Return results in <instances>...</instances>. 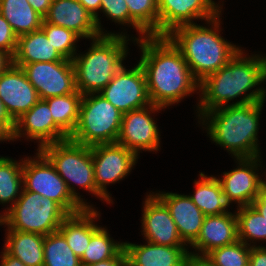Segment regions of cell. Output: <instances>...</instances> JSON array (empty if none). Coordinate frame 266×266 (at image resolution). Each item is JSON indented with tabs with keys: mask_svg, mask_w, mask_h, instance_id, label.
Here are the masks:
<instances>
[{
	"mask_svg": "<svg viewBox=\"0 0 266 266\" xmlns=\"http://www.w3.org/2000/svg\"><path fill=\"white\" fill-rule=\"evenodd\" d=\"M35 158L23 159V187L58 203L68 214L85 209L70 193L67 184L59 176L53 164L37 150Z\"/></svg>",
	"mask_w": 266,
	"mask_h": 266,
	"instance_id": "obj_9",
	"label": "cell"
},
{
	"mask_svg": "<svg viewBox=\"0 0 266 266\" xmlns=\"http://www.w3.org/2000/svg\"><path fill=\"white\" fill-rule=\"evenodd\" d=\"M23 158L21 162L0 156V204L12 207L23 191Z\"/></svg>",
	"mask_w": 266,
	"mask_h": 266,
	"instance_id": "obj_29",
	"label": "cell"
},
{
	"mask_svg": "<svg viewBox=\"0 0 266 266\" xmlns=\"http://www.w3.org/2000/svg\"><path fill=\"white\" fill-rule=\"evenodd\" d=\"M169 209L182 241L190 246L198 238L205 215L188 195L172 192L154 193Z\"/></svg>",
	"mask_w": 266,
	"mask_h": 266,
	"instance_id": "obj_20",
	"label": "cell"
},
{
	"mask_svg": "<svg viewBox=\"0 0 266 266\" xmlns=\"http://www.w3.org/2000/svg\"><path fill=\"white\" fill-rule=\"evenodd\" d=\"M21 68L42 100L77 91L72 60L35 62Z\"/></svg>",
	"mask_w": 266,
	"mask_h": 266,
	"instance_id": "obj_11",
	"label": "cell"
},
{
	"mask_svg": "<svg viewBox=\"0 0 266 266\" xmlns=\"http://www.w3.org/2000/svg\"><path fill=\"white\" fill-rule=\"evenodd\" d=\"M265 81L266 56L259 54L245 55L240 49L225 66L200 82L199 93L201 94L197 106L198 116L201 113L229 104L242 105L265 101L266 90L263 87H256ZM246 92L249 93L246 94ZM241 95L244 96L237 102L228 104L229 101Z\"/></svg>",
	"mask_w": 266,
	"mask_h": 266,
	"instance_id": "obj_2",
	"label": "cell"
},
{
	"mask_svg": "<svg viewBox=\"0 0 266 266\" xmlns=\"http://www.w3.org/2000/svg\"><path fill=\"white\" fill-rule=\"evenodd\" d=\"M220 14L206 22L211 27L200 24L183 25L167 35L181 51L199 83L225 66L241 49L219 34Z\"/></svg>",
	"mask_w": 266,
	"mask_h": 266,
	"instance_id": "obj_4",
	"label": "cell"
},
{
	"mask_svg": "<svg viewBox=\"0 0 266 266\" xmlns=\"http://www.w3.org/2000/svg\"><path fill=\"white\" fill-rule=\"evenodd\" d=\"M22 136L38 141L37 150L45 145L62 142L69 138L54 122L48 103L42 99L15 121V130L10 141H15Z\"/></svg>",
	"mask_w": 266,
	"mask_h": 266,
	"instance_id": "obj_15",
	"label": "cell"
},
{
	"mask_svg": "<svg viewBox=\"0 0 266 266\" xmlns=\"http://www.w3.org/2000/svg\"><path fill=\"white\" fill-rule=\"evenodd\" d=\"M17 39L18 36L0 13V50L13 57L17 47Z\"/></svg>",
	"mask_w": 266,
	"mask_h": 266,
	"instance_id": "obj_37",
	"label": "cell"
},
{
	"mask_svg": "<svg viewBox=\"0 0 266 266\" xmlns=\"http://www.w3.org/2000/svg\"><path fill=\"white\" fill-rule=\"evenodd\" d=\"M122 116L123 113L100 93L85 94L81 100L76 128L68 139L90 147L116 143Z\"/></svg>",
	"mask_w": 266,
	"mask_h": 266,
	"instance_id": "obj_6",
	"label": "cell"
},
{
	"mask_svg": "<svg viewBox=\"0 0 266 266\" xmlns=\"http://www.w3.org/2000/svg\"><path fill=\"white\" fill-rule=\"evenodd\" d=\"M251 246L242 241L215 248L205 256L214 266H249Z\"/></svg>",
	"mask_w": 266,
	"mask_h": 266,
	"instance_id": "obj_33",
	"label": "cell"
},
{
	"mask_svg": "<svg viewBox=\"0 0 266 266\" xmlns=\"http://www.w3.org/2000/svg\"><path fill=\"white\" fill-rule=\"evenodd\" d=\"M4 250L26 266L44 265V238L38 233L7 230Z\"/></svg>",
	"mask_w": 266,
	"mask_h": 266,
	"instance_id": "obj_26",
	"label": "cell"
},
{
	"mask_svg": "<svg viewBox=\"0 0 266 266\" xmlns=\"http://www.w3.org/2000/svg\"><path fill=\"white\" fill-rule=\"evenodd\" d=\"M238 240L236 213L205 216L198 238L191 245L198 251L189 253L205 256L215 248L231 245Z\"/></svg>",
	"mask_w": 266,
	"mask_h": 266,
	"instance_id": "obj_21",
	"label": "cell"
},
{
	"mask_svg": "<svg viewBox=\"0 0 266 266\" xmlns=\"http://www.w3.org/2000/svg\"><path fill=\"white\" fill-rule=\"evenodd\" d=\"M0 13L17 36L41 29L44 20L28 0H0Z\"/></svg>",
	"mask_w": 266,
	"mask_h": 266,
	"instance_id": "obj_27",
	"label": "cell"
},
{
	"mask_svg": "<svg viewBox=\"0 0 266 266\" xmlns=\"http://www.w3.org/2000/svg\"><path fill=\"white\" fill-rule=\"evenodd\" d=\"M249 266H266V247L251 246Z\"/></svg>",
	"mask_w": 266,
	"mask_h": 266,
	"instance_id": "obj_40",
	"label": "cell"
},
{
	"mask_svg": "<svg viewBox=\"0 0 266 266\" xmlns=\"http://www.w3.org/2000/svg\"><path fill=\"white\" fill-rule=\"evenodd\" d=\"M260 157L236 158L238 167L224 172L222 179L218 178L222 190L233 202L238 203L237 208L251 205L258 196L264 181L256 173L257 168L262 167Z\"/></svg>",
	"mask_w": 266,
	"mask_h": 266,
	"instance_id": "obj_17",
	"label": "cell"
},
{
	"mask_svg": "<svg viewBox=\"0 0 266 266\" xmlns=\"http://www.w3.org/2000/svg\"><path fill=\"white\" fill-rule=\"evenodd\" d=\"M99 216L100 213L95 208H85L81 212L69 214L58 229L79 258L83 256L92 232L98 227L94 220Z\"/></svg>",
	"mask_w": 266,
	"mask_h": 266,
	"instance_id": "obj_24",
	"label": "cell"
},
{
	"mask_svg": "<svg viewBox=\"0 0 266 266\" xmlns=\"http://www.w3.org/2000/svg\"><path fill=\"white\" fill-rule=\"evenodd\" d=\"M6 209L2 214L3 225H7V230L44 236L58 231L63 220L69 215L54 200L24 188L15 204Z\"/></svg>",
	"mask_w": 266,
	"mask_h": 266,
	"instance_id": "obj_8",
	"label": "cell"
},
{
	"mask_svg": "<svg viewBox=\"0 0 266 266\" xmlns=\"http://www.w3.org/2000/svg\"><path fill=\"white\" fill-rule=\"evenodd\" d=\"M53 0H28L33 9L43 18L47 15Z\"/></svg>",
	"mask_w": 266,
	"mask_h": 266,
	"instance_id": "obj_44",
	"label": "cell"
},
{
	"mask_svg": "<svg viewBox=\"0 0 266 266\" xmlns=\"http://www.w3.org/2000/svg\"><path fill=\"white\" fill-rule=\"evenodd\" d=\"M87 266H127V258L125 250L123 248L114 258L93 263Z\"/></svg>",
	"mask_w": 266,
	"mask_h": 266,
	"instance_id": "obj_41",
	"label": "cell"
},
{
	"mask_svg": "<svg viewBox=\"0 0 266 266\" xmlns=\"http://www.w3.org/2000/svg\"><path fill=\"white\" fill-rule=\"evenodd\" d=\"M124 248V242H115L107 229L98 227L92 232L90 242L80 258L81 265L87 266L114 258Z\"/></svg>",
	"mask_w": 266,
	"mask_h": 266,
	"instance_id": "obj_30",
	"label": "cell"
},
{
	"mask_svg": "<svg viewBox=\"0 0 266 266\" xmlns=\"http://www.w3.org/2000/svg\"><path fill=\"white\" fill-rule=\"evenodd\" d=\"M99 93L123 114L151 104L146 76L139 62L129 70L123 66Z\"/></svg>",
	"mask_w": 266,
	"mask_h": 266,
	"instance_id": "obj_13",
	"label": "cell"
},
{
	"mask_svg": "<svg viewBox=\"0 0 266 266\" xmlns=\"http://www.w3.org/2000/svg\"><path fill=\"white\" fill-rule=\"evenodd\" d=\"M0 260H1L0 266H26L19 259L9 255L4 249L1 252Z\"/></svg>",
	"mask_w": 266,
	"mask_h": 266,
	"instance_id": "obj_45",
	"label": "cell"
},
{
	"mask_svg": "<svg viewBox=\"0 0 266 266\" xmlns=\"http://www.w3.org/2000/svg\"><path fill=\"white\" fill-rule=\"evenodd\" d=\"M86 9L87 11L95 18V22L97 25V28L99 30V32L101 33V35H116V33H112V32H103L104 29H102L101 26V21L98 16V11H100V7H101V0H78ZM107 32V33H106Z\"/></svg>",
	"mask_w": 266,
	"mask_h": 266,
	"instance_id": "obj_39",
	"label": "cell"
},
{
	"mask_svg": "<svg viewBox=\"0 0 266 266\" xmlns=\"http://www.w3.org/2000/svg\"><path fill=\"white\" fill-rule=\"evenodd\" d=\"M12 64V57L0 50V74Z\"/></svg>",
	"mask_w": 266,
	"mask_h": 266,
	"instance_id": "obj_46",
	"label": "cell"
},
{
	"mask_svg": "<svg viewBox=\"0 0 266 266\" xmlns=\"http://www.w3.org/2000/svg\"><path fill=\"white\" fill-rule=\"evenodd\" d=\"M41 29L64 59L72 60L78 54L76 42L81 38L78 34L64 27L46 23L44 20Z\"/></svg>",
	"mask_w": 266,
	"mask_h": 266,
	"instance_id": "obj_34",
	"label": "cell"
},
{
	"mask_svg": "<svg viewBox=\"0 0 266 266\" xmlns=\"http://www.w3.org/2000/svg\"><path fill=\"white\" fill-rule=\"evenodd\" d=\"M91 153L96 196L109 204L113 203L106 186L125 178L136 165L139 157L118 143L91 146Z\"/></svg>",
	"mask_w": 266,
	"mask_h": 266,
	"instance_id": "obj_10",
	"label": "cell"
},
{
	"mask_svg": "<svg viewBox=\"0 0 266 266\" xmlns=\"http://www.w3.org/2000/svg\"><path fill=\"white\" fill-rule=\"evenodd\" d=\"M44 21L69 29L81 39L101 36L95 18L78 0H53Z\"/></svg>",
	"mask_w": 266,
	"mask_h": 266,
	"instance_id": "obj_19",
	"label": "cell"
},
{
	"mask_svg": "<svg viewBox=\"0 0 266 266\" xmlns=\"http://www.w3.org/2000/svg\"><path fill=\"white\" fill-rule=\"evenodd\" d=\"M83 95L77 90L72 94L45 99L54 122L70 136L76 128Z\"/></svg>",
	"mask_w": 266,
	"mask_h": 266,
	"instance_id": "obj_28",
	"label": "cell"
},
{
	"mask_svg": "<svg viewBox=\"0 0 266 266\" xmlns=\"http://www.w3.org/2000/svg\"><path fill=\"white\" fill-rule=\"evenodd\" d=\"M100 12H103L107 18L112 19L115 23L122 26H133L139 33V37L135 39H142L150 36L129 14V9L125 0H101ZM141 36V37H140Z\"/></svg>",
	"mask_w": 266,
	"mask_h": 266,
	"instance_id": "obj_36",
	"label": "cell"
},
{
	"mask_svg": "<svg viewBox=\"0 0 266 266\" xmlns=\"http://www.w3.org/2000/svg\"><path fill=\"white\" fill-rule=\"evenodd\" d=\"M15 130V121L7 112L0 98V141H10Z\"/></svg>",
	"mask_w": 266,
	"mask_h": 266,
	"instance_id": "obj_38",
	"label": "cell"
},
{
	"mask_svg": "<svg viewBox=\"0 0 266 266\" xmlns=\"http://www.w3.org/2000/svg\"><path fill=\"white\" fill-rule=\"evenodd\" d=\"M129 36L125 33L92 39L88 52L73 59L76 88L82 94L99 93L124 66Z\"/></svg>",
	"mask_w": 266,
	"mask_h": 266,
	"instance_id": "obj_5",
	"label": "cell"
},
{
	"mask_svg": "<svg viewBox=\"0 0 266 266\" xmlns=\"http://www.w3.org/2000/svg\"><path fill=\"white\" fill-rule=\"evenodd\" d=\"M3 225V214H0V226Z\"/></svg>",
	"mask_w": 266,
	"mask_h": 266,
	"instance_id": "obj_47",
	"label": "cell"
},
{
	"mask_svg": "<svg viewBox=\"0 0 266 266\" xmlns=\"http://www.w3.org/2000/svg\"><path fill=\"white\" fill-rule=\"evenodd\" d=\"M141 49L142 66L151 104L165 108L199 90V82L181 51L167 36L134 39Z\"/></svg>",
	"mask_w": 266,
	"mask_h": 266,
	"instance_id": "obj_1",
	"label": "cell"
},
{
	"mask_svg": "<svg viewBox=\"0 0 266 266\" xmlns=\"http://www.w3.org/2000/svg\"><path fill=\"white\" fill-rule=\"evenodd\" d=\"M258 212H266V183L260 186L257 198L251 204Z\"/></svg>",
	"mask_w": 266,
	"mask_h": 266,
	"instance_id": "obj_42",
	"label": "cell"
},
{
	"mask_svg": "<svg viewBox=\"0 0 266 266\" xmlns=\"http://www.w3.org/2000/svg\"><path fill=\"white\" fill-rule=\"evenodd\" d=\"M200 179L194 181L195 192L188 195L192 202L204 213L205 216L230 213L229 205L233 202L222 190L218 177L207 176L200 172Z\"/></svg>",
	"mask_w": 266,
	"mask_h": 266,
	"instance_id": "obj_25",
	"label": "cell"
},
{
	"mask_svg": "<svg viewBox=\"0 0 266 266\" xmlns=\"http://www.w3.org/2000/svg\"><path fill=\"white\" fill-rule=\"evenodd\" d=\"M186 247L124 242L127 266H184L189 254Z\"/></svg>",
	"mask_w": 266,
	"mask_h": 266,
	"instance_id": "obj_22",
	"label": "cell"
},
{
	"mask_svg": "<svg viewBox=\"0 0 266 266\" xmlns=\"http://www.w3.org/2000/svg\"><path fill=\"white\" fill-rule=\"evenodd\" d=\"M265 101L216 108L198 116L212 142L234 158L260 156L258 131ZM206 126V127H205Z\"/></svg>",
	"mask_w": 266,
	"mask_h": 266,
	"instance_id": "obj_3",
	"label": "cell"
},
{
	"mask_svg": "<svg viewBox=\"0 0 266 266\" xmlns=\"http://www.w3.org/2000/svg\"><path fill=\"white\" fill-rule=\"evenodd\" d=\"M142 213L141 232L146 241L164 246H188L182 241L169 209L154 192L147 195Z\"/></svg>",
	"mask_w": 266,
	"mask_h": 266,
	"instance_id": "obj_16",
	"label": "cell"
},
{
	"mask_svg": "<svg viewBox=\"0 0 266 266\" xmlns=\"http://www.w3.org/2000/svg\"><path fill=\"white\" fill-rule=\"evenodd\" d=\"M158 36H167L175 28L197 24L193 19L206 22L221 13L222 6L213 0H157Z\"/></svg>",
	"mask_w": 266,
	"mask_h": 266,
	"instance_id": "obj_14",
	"label": "cell"
},
{
	"mask_svg": "<svg viewBox=\"0 0 266 266\" xmlns=\"http://www.w3.org/2000/svg\"><path fill=\"white\" fill-rule=\"evenodd\" d=\"M40 151L53 164L59 176L67 184L72 196L83 207L94 208L89 203L84 202L85 200L80 197L81 195L76 192L72 184L79 185L96 196L91 147L67 139L62 142L45 145Z\"/></svg>",
	"mask_w": 266,
	"mask_h": 266,
	"instance_id": "obj_7",
	"label": "cell"
},
{
	"mask_svg": "<svg viewBox=\"0 0 266 266\" xmlns=\"http://www.w3.org/2000/svg\"><path fill=\"white\" fill-rule=\"evenodd\" d=\"M65 60L47 39L42 29L18 36L17 47L12 63L21 67L35 62H54Z\"/></svg>",
	"mask_w": 266,
	"mask_h": 266,
	"instance_id": "obj_23",
	"label": "cell"
},
{
	"mask_svg": "<svg viewBox=\"0 0 266 266\" xmlns=\"http://www.w3.org/2000/svg\"><path fill=\"white\" fill-rule=\"evenodd\" d=\"M0 98L14 121L40 100L22 68L13 63L0 74Z\"/></svg>",
	"mask_w": 266,
	"mask_h": 266,
	"instance_id": "obj_18",
	"label": "cell"
},
{
	"mask_svg": "<svg viewBox=\"0 0 266 266\" xmlns=\"http://www.w3.org/2000/svg\"><path fill=\"white\" fill-rule=\"evenodd\" d=\"M162 109L164 108L150 104L124 113L116 143L131 150L137 156L141 150L158 151L160 149V133L151 114Z\"/></svg>",
	"mask_w": 266,
	"mask_h": 266,
	"instance_id": "obj_12",
	"label": "cell"
},
{
	"mask_svg": "<svg viewBox=\"0 0 266 266\" xmlns=\"http://www.w3.org/2000/svg\"><path fill=\"white\" fill-rule=\"evenodd\" d=\"M184 266H214L206 256L189 253Z\"/></svg>",
	"mask_w": 266,
	"mask_h": 266,
	"instance_id": "obj_43",
	"label": "cell"
},
{
	"mask_svg": "<svg viewBox=\"0 0 266 266\" xmlns=\"http://www.w3.org/2000/svg\"><path fill=\"white\" fill-rule=\"evenodd\" d=\"M235 213L239 241L248 246H255L257 240L266 241V220L252 205L239 207Z\"/></svg>",
	"mask_w": 266,
	"mask_h": 266,
	"instance_id": "obj_31",
	"label": "cell"
},
{
	"mask_svg": "<svg viewBox=\"0 0 266 266\" xmlns=\"http://www.w3.org/2000/svg\"><path fill=\"white\" fill-rule=\"evenodd\" d=\"M130 16L150 35L158 36L157 0H125Z\"/></svg>",
	"mask_w": 266,
	"mask_h": 266,
	"instance_id": "obj_35",
	"label": "cell"
},
{
	"mask_svg": "<svg viewBox=\"0 0 266 266\" xmlns=\"http://www.w3.org/2000/svg\"><path fill=\"white\" fill-rule=\"evenodd\" d=\"M43 249V266H82L80 258L72 251L59 231L45 236Z\"/></svg>",
	"mask_w": 266,
	"mask_h": 266,
	"instance_id": "obj_32",
	"label": "cell"
},
{
	"mask_svg": "<svg viewBox=\"0 0 266 266\" xmlns=\"http://www.w3.org/2000/svg\"><path fill=\"white\" fill-rule=\"evenodd\" d=\"M260 214H261V216L262 217H264L265 218V220H266V212H259Z\"/></svg>",
	"mask_w": 266,
	"mask_h": 266,
	"instance_id": "obj_48",
	"label": "cell"
}]
</instances>
